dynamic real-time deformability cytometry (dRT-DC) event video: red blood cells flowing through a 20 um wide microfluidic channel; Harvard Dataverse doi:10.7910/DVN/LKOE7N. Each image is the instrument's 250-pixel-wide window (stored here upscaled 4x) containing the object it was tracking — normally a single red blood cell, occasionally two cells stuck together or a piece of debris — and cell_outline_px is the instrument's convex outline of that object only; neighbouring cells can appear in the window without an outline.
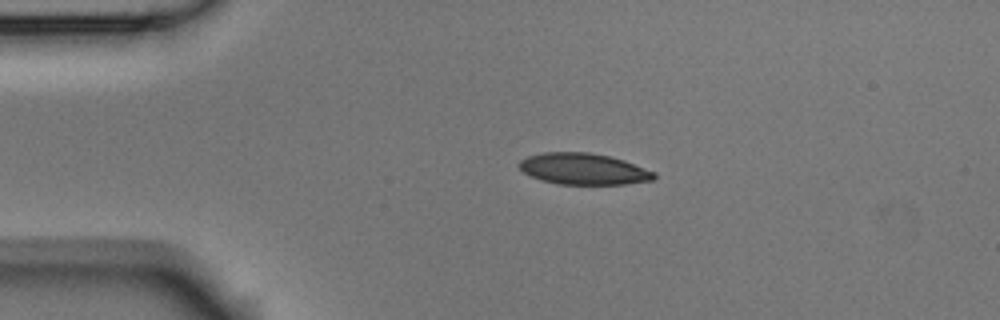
{"species": "Egyptian fruit bat (a non-hibernating species)", "species_latin": "Rousettus aegyptiacus", "temperature_condition": "room temperature", "stored_images_in_passage": 2, "camera_frame_rate_fps": 3000, "um_per_image_px": 0.085, "animal": {"sex": "male"}, "frame": {"image": 1, "passage_image": 1, "time_ms": 0.0, "image_size_px": [1000, 320], "cell_outline_px": [[656, 176], [652, 180], [624, 184], [556, 184], [540, 180], [524, 172], [516, 164], [520, 160], [528, 156], [544, 152], [588, 152], [608, 156], [624, 160], [656, 172]], "centroid_in_image_um": [49.58, 14.36], "position_along_channel_um": 35.4, "area_um2": 24.62}}